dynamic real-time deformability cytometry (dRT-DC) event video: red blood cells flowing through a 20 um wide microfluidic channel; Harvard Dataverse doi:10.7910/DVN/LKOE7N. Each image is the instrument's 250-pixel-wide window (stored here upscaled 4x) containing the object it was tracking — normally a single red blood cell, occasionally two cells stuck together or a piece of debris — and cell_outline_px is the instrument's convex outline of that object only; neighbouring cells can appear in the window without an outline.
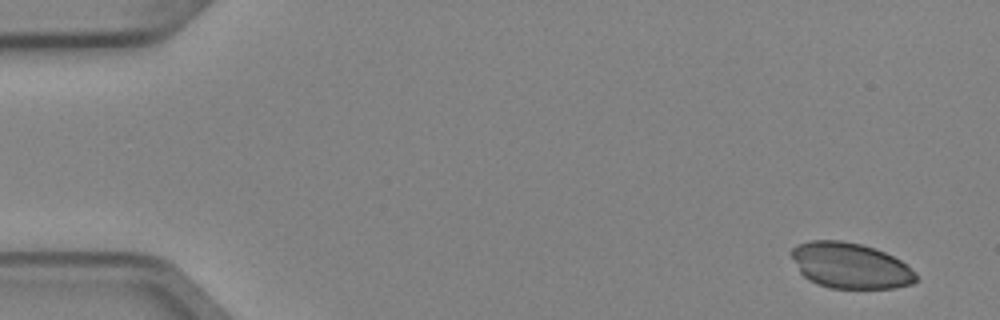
{"species": "Egyptian fruit bat (a non-hibernating species)", "species_latin": "Rousettus aegyptiacus", "temperature_condition": "cold", "stored_images_in_passage": 5, "segment_of_instrument_passage": [1, 2], "camera_frame_rate_fps": 3000, "um_per_image_px": 0.085, "animal": {"sex": "female"}, "frame": {"image": 1, "passage_image": 1, "time_ms": 0.0, "image_size_px": [1000, 320], "cell_outline_px": [[916, 280], [912, 284], [892, 288], [832, 288], [816, 284], [808, 280], [800, 272], [792, 256], [792, 248], [796, 244], [812, 240], [840, 240], [860, 244], [876, 248], [900, 260], [916, 272]], "centroid_in_image_um": [72.27, 22.57], "position_along_channel_um": 12.7, "area_um2": 33.06}}